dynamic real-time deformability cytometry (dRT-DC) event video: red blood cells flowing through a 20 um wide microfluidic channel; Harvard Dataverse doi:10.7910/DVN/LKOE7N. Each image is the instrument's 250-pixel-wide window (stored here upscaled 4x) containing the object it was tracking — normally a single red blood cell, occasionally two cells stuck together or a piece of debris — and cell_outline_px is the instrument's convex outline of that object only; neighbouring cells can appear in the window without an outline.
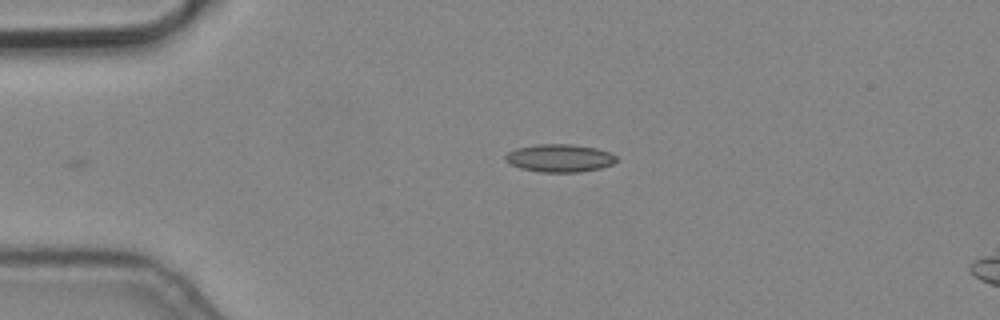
{"species": "common noctule bat (a hibernating species)", "species_latin": "Nyctalus noctula", "temperature_condition": "cold", "stored_images_in_passage": 4, "camera_frame_rate_fps": 3000, "um_per_image_px": 0.085, "animal": {"sex": "male", "body_mass_g": 19.2, "forearm_length_mm": 51.8}, "frame": {"image": 1, "passage_image": 4, "time_ms": 1.0, "image_size_px": [1000, 320], "cell_outline_px": [[616, 160], [612, 164], [600, 168], [580, 172], [540, 172], [520, 168], [508, 164], [504, 160], [504, 156], [508, 152], [516, 148], [536, 144], [572, 144], [596, 148], [612, 152], [616, 156]], "centroid_in_image_um": [47.54, 13.43], "position_along_channel_um": 37.5, "area_um2": 18.21}}